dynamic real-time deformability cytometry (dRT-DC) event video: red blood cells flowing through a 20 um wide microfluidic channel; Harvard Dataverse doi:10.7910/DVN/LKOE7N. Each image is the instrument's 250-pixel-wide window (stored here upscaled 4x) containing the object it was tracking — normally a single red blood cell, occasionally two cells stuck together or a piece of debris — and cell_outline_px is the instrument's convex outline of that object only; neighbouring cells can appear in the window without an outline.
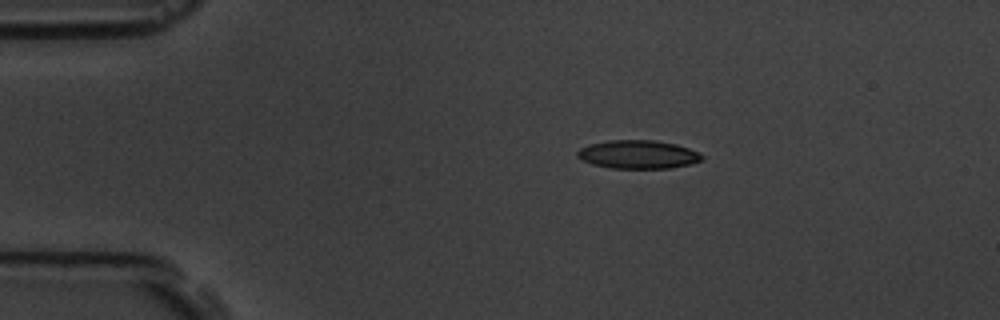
{"species": "common noctule bat (a hibernating species)", "species_latin": "Nyctalus noctula", "temperature_condition": "room temperature", "stored_images_in_passage": 46, "camera_frame_rate_fps": 3000, "um_per_image_px": 0.085, "animal": {"sex": "male", "body_mass_g": 19.5, "forearm_length_mm": 54.6}, "frame": {"image": 1, "passage_image": 1, "time_ms": 0.0, "image_size_px": [1000, 320], "cell_outline_px": [[704, 160], [692, 164], [668, 168], [612, 168], [592, 164], [576, 156], [576, 152], [580, 148], [588, 144], [608, 140], [652, 140], [676, 144], [700, 152], [704, 156]], "centroid_in_image_um": [54.26, 13.12], "position_along_channel_um": 30.7, "area_um2": 20.75}}
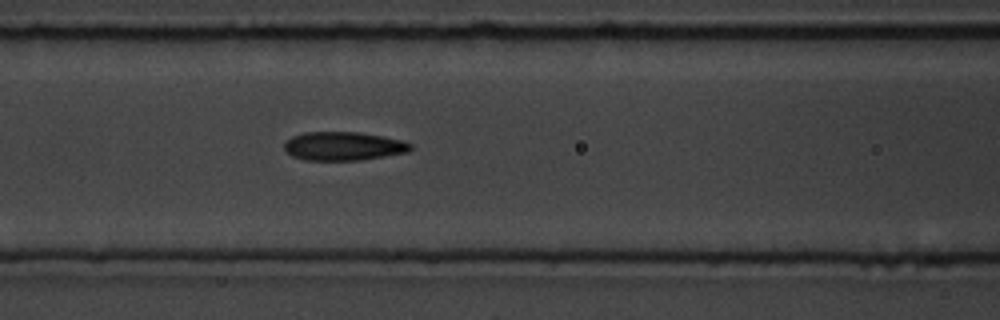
{"frame": {"image": 2, "passage_image": 14, "time_ms": 4.333, "image_size_px": [1000, 320], "cell_outline_px": [[412, 148], [408, 152], [360, 160], [304, 160], [292, 156], [284, 148], [284, 144], [292, 136], [304, 132], [360, 132], [384, 136], [404, 140], [412, 144]], "centroid_in_image_um": [29.22, 12.41], "position_along_channel_um": 137.4, "area_um2": 21.15}}
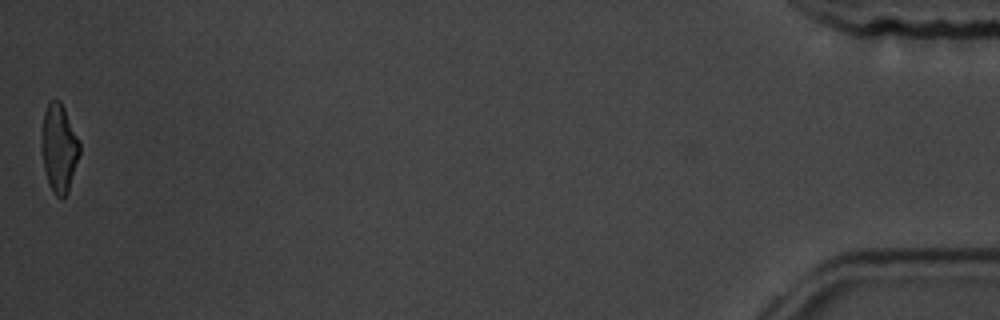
{"frame": {"image": 3, "passage_image": 46, "time_ms": 15.0, "image_size_px": [1000, 320], "cell_outline_px": [[80, 152], [68, 192], [64, 196], [56, 196], [52, 192], [44, 168], [40, 144], [44, 112], [48, 104], [52, 100], [60, 100], [80, 140]], "centroid_in_image_um": [5.02, 12.57], "position_along_channel_um": 430.2, "area_um2": 19.48}, "authors_computed_cell_mechanics": {"area_um2": 21.0103, "velocity_mm_per_s": 3.6688, "shape_relaxation_time_tau1_ms": 5.4987, "shape_relaxation_time_tau2_ms": 2.7335, "deformation_change_tau1": 0.1631, "deformation_change_tau2": 0.1038}}